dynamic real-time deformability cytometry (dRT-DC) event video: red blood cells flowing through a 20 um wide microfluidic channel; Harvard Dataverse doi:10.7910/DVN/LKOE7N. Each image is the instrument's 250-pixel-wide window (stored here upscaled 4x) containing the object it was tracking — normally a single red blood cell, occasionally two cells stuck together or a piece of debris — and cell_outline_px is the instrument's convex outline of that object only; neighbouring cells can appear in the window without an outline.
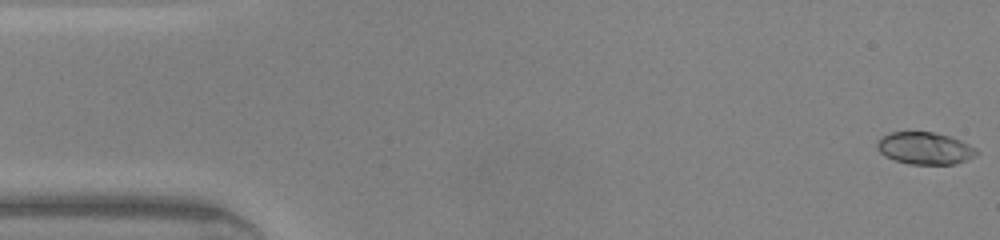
{"species": "common noctule bat (a hibernating species)", "species_latin": "Nyctalus noctula", "temperature_condition": "warm", "stored_images_in_passage": 47, "camera_frame_rate_fps": 3000, "um_per_image_px": 0.085, "animal": {"sex": "male", "body_mass_g": 20.0, "forearm_length_mm": 53.3}, "frame": {"image": 1, "passage_image": 1, "time_ms": 0.0, "image_size_px": [1000, 240], "cell_outline_px": [[980, 152], [976, 156], [956, 164], [908, 164], [884, 156], [876, 148], [876, 140], [880, 136], [892, 132], [932, 132], [948, 136], [960, 140], [976, 148]], "centroid_in_image_um": [78.59, 12.6], "position_along_channel_um": 6.4, "area_um2": 18.79}}
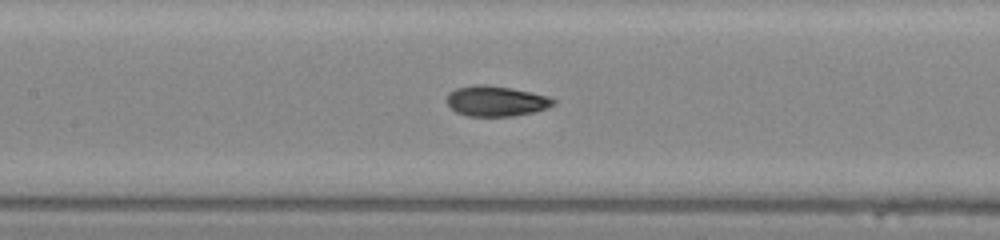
{"frame": {"image": 2, "passage_image": 21, "time_ms": 6.667, "image_size_px": [1000, 240], "cell_outline_px": [[556, 104], [536, 112], [512, 116], [468, 116], [456, 112], [448, 104], [448, 92], [456, 88], [476, 84], [488, 84], [548, 96], [556, 100]], "centroid_in_image_um": [42.17, 8.59], "position_along_channel_um": 165.2, "area_um2": 18.79}}
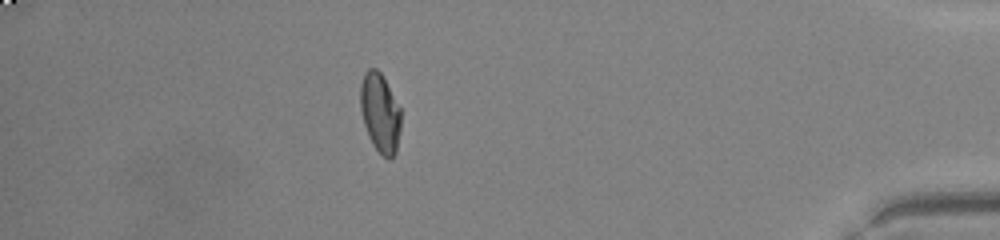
{"frame": {"image": 3, "passage_image": 41, "time_ms": 13.333, "image_size_px": [1000, 240], "cell_outline_px": [[400, 128], [396, 152], [388, 160], [372, 144], [368, 136], [364, 124], [360, 108], [360, 84], [364, 72], [368, 68], [376, 68], [380, 72], [400, 108]], "centroid_in_image_um": [32.28, 9.58], "position_along_channel_um": 402.9, "area_um2": 18.55}, "authors_computed_cell_mechanics": {"area_um2": 18.6116, "velocity_mm_per_s": 4.3336, "shape_relaxation_time_tau1_ms": 8.1616, "shape_relaxation_time_tau2_ms": null, "deformation_change_tau1": 0.2743, "deformation_change_tau2": null}}